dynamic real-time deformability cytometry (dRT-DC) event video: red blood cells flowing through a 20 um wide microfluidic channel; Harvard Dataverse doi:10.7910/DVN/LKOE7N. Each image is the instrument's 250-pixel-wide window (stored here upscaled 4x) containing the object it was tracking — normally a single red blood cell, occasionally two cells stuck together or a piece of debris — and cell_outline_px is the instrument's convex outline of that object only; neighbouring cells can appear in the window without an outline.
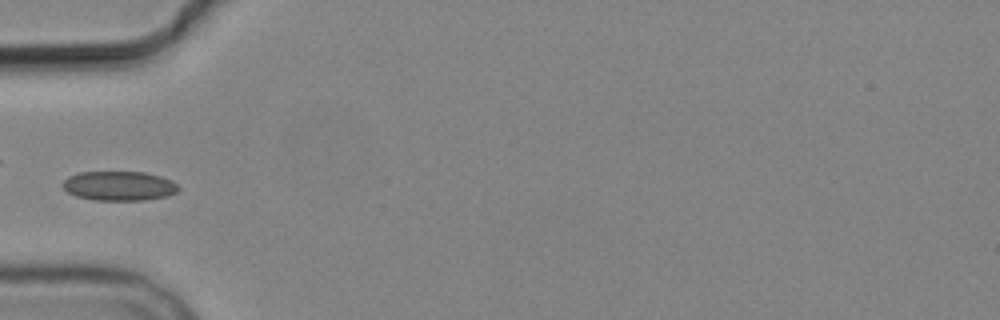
{"species": "common noctule bat (a hibernating species)", "species_latin": "Nyctalus noctula", "temperature_condition": "cold", "stored_images_in_passage": 2, "camera_frame_rate_fps": 3000, "um_per_image_px": 0.085, "animal": {"sex": "male", "body_mass_g": 19.2, "forearm_length_mm": 51.8}, "frame": {"image": 1, "passage_image": 2, "time_ms": 1.0, "image_size_px": [1000, 320], "cell_outline_px": [[180, 188], [176, 192], [168, 196], [144, 200], [96, 200], [76, 196], [68, 192], [64, 188], [64, 180], [68, 176], [80, 172], [144, 172], [160, 176], [172, 180]], "centroid_in_image_um": [10.15, 15.8], "position_along_channel_um": 74.9, "area_um2": 19.77}}